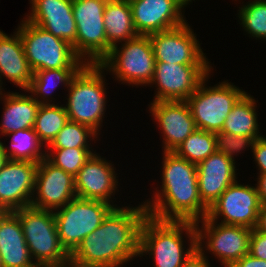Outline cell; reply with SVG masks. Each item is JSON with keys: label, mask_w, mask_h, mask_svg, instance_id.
Returning a JSON list of instances; mask_svg holds the SVG:
<instances>
[{"label": "cell", "mask_w": 266, "mask_h": 267, "mask_svg": "<svg viewBox=\"0 0 266 267\" xmlns=\"http://www.w3.org/2000/svg\"><path fill=\"white\" fill-rule=\"evenodd\" d=\"M38 163L9 160L0 169V212H13L31 204Z\"/></svg>", "instance_id": "9a60e30c"}, {"label": "cell", "mask_w": 266, "mask_h": 267, "mask_svg": "<svg viewBox=\"0 0 266 267\" xmlns=\"http://www.w3.org/2000/svg\"><path fill=\"white\" fill-rule=\"evenodd\" d=\"M147 215L144 203L134 208H113L70 257L98 267H121L139 256L140 229Z\"/></svg>", "instance_id": "6da1fadb"}, {"label": "cell", "mask_w": 266, "mask_h": 267, "mask_svg": "<svg viewBox=\"0 0 266 267\" xmlns=\"http://www.w3.org/2000/svg\"><path fill=\"white\" fill-rule=\"evenodd\" d=\"M68 115L63 105H40L33 129L45 147H48L68 121Z\"/></svg>", "instance_id": "f1b7e54d"}, {"label": "cell", "mask_w": 266, "mask_h": 267, "mask_svg": "<svg viewBox=\"0 0 266 267\" xmlns=\"http://www.w3.org/2000/svg\"><path fill=\"white\" fill-rule=\"evenodd\" d=\"M216 143H217V151L223 153L225 156L235 163L234 154L241 153L240 151L246 149V147L252 148L254 141L256 140L254 137L247 136H237L232 135L223 131L216 132Z\"/></svg>", "instance_id": "836d02e7"}, {"label": "cell", "mask_w": 266, "mask_h": 267, "mask_svg": "<svg viewBox=\"0 0 266 267\" xmlns=\"http://www.w3.org/2000/svg\"><path fill=\"white\" fill-rule=\"evenodd\" d=\"M105 33L108 42V54L114 46L138 36L132 17L129 1L112 0L106 3L104 10Z\"/></svg>", "instance_id": "d4e9b609"}, {"label": "cell", "mask_w": 266, "mask_h": 267, "mask_svg": "<svg viewBox=\"0 0 266 267\" xmlns=\"http://www.w3.org/2000/svg\"><path fill=\"white\" fill-rule=\"evenodd\" d=\"M98 1H103V2H109V1H112V0H98Z\"/></svg>", "instance_id": "ee69618b"}, {"label": "cell", "mask_w": 266, "mask_h": 267, "mask_svg": "<svg viewBox=\"0 0 266 267\" xmlns=\"http://www.w3.org/2000/svg\"><path fill=\"white\" fill-rule=\"evenodd\" d=\"M7 161H8V157L5 155L0 145V169L5 165Z\"/></svg>", "instance_id": "b9f144b4"}, {"label": "cell", "mask_w": 266, "mask_h": 267, "mask_svg": "<svg viewBox=\"0 0 266 267\" xmlns=\"http://www.w3.org/2000/svg\"><path fill=\"white\" fill-rule=\"evenodd\" d=\"M21 22L16 30L19 31L26 59L33 72L46 69L82 68L85 65L68 41L54 36L26 19Z\"/></svg>", "instance_id": "8992f818"}, {"label": "cell", "mask_w": 266, "mask_h": 267, "mask_svg": "<svg viewBox=\"0 0 266 267\" xmlns=\"http://www.w3.org/2000/svg\"><path fill=\"white\" fill-rule=\"evenodd\" d=\"M255 107L254 97L245 93L228 113L221 131L237 136L261 138L263 135L259 134Z\"/></svg>", "instance_id": "484cf974"}, {"label": "cell", "mask_w": 266, "mask_h": 267, "mask_svg": "<svg viewBox=\"0 0 266 267\" xmlns=\"http://www.w3.org/2000/svg\"><path fill=\"white\" fill-rule=\"evenodd\" d=\"M15 32L9 36L0 30V88L3 89L1 80L5 76L26 91L31 84L33 71L26 59L19 31Z\"/></svg>", "instance_id": "603a6c76"}, {"label": "cell", "mask_w": 266, "mask_h": 267, "mask_svg": "<svg viewBox=\"0 0 266 267\" xmlns=\"http://www.w3.org/2000/svg\"><path fill=\"white\" fill-rule=\"evenodd\" d=\"M256 185L261 204H266V174H259Z\"/></svg>", "instance_id": "f35d334b"}, {"label": "cell", "mask_w": 266, "mask_h": 267, "mask_svg": "<svg viewBox=\"0 0 266 267\" xmlns=\"http://www.w3.org/2000/svg\"><path fill=\"white\" fill-rule=\"evenodd\" d=\"M261 205L257 188L236 180L209 208L207 218L217 222L222 216L220 223L254 229Z\"/></svg>", "instance_id": "4fadbf2b"}, {"label": "cell", "mask_w": 266, "mask_h": 267, "mask_svg": "<svg viewBox=\"0 0 266 267\" xmlns=\"http://www.w3.org/2000/svg\"><path fill=\"white\" fill-rule=\"evenodd\" d=\"M216 151L215 133L196 129L173 152L177 156L197 165Z\"/></svg>", "instance_id": "f546056e"}, {"label": "cell", "mask_w": 266, "mask_h": 267, "mask_svg": "<svg viewBox=\"0 0 266 267\" xmlns=\"http://www.w3.org/2000/svg\"><path fill=\"white\" fill-rule=\"evenodd\" d=\"M247 3L239 7L240 25L251 37L264 40L266 39V0H254Z\"/></svg>", "instance_id": "1f68e13d"}, {"label": "cell", "mask_w": 266, "mask_h": 267, "mask_svg": "<svg viewBox=\"0 0 266 267\" xmlns=\"http://www.w3.org/2000/svg\"><path fill=\"white\" fill-rule=\"evenodd\" d=\"M91 150L92 148L52 149L46 152V159L55 167L75 177L85 162L94 154Z\"/></svg>", "instance_id": "d6a6232c"}, {"label": "cell", "mask_w": 266, "mask_h": 267, "mask_svg": "<svg viewBox=\"0 0 266 267\" xmlns=\"http://www.w3.org/2000/svg\"><path fill=\"white\" fill-rule=\"evenodd\" d=\"M190 241L185 250L183 233ZM197 249L195 222L159 220L149 215L140 229L139 256H153L154 267H182Z\"/></svg>", "instance_id": "3957f363"}, {"label": "cell", "mask_w": 266, "mask_h": 267, "mask_svg": "<svg viewBox=\"0 0 266 267\" xmlns=\"http://www.w3.org/2000/svg\"><path fill=\"white\" fill-rule=\"evenodd\" d=\"M34 192L30 206L54 211L76 197L75 177L45 158L37 166Z\"/></svg>", "instance_id": "2e32d148"}, {"label": "cell", "mask_w": 266, "mask_h": 267, "mask_svg": "<svg viewBox=\"0 0 266 267\" xmlns=\"http://www.w3.org/2000/svg\"><path fill=\"white\" fill-rule=\"evenodd\" d=\"M113 208L104 201L75 197L54 210L61 245L71 254L87 235L101 225Z\"/></svg>", "instance_id": "ba28073f"}, {"label": "cell", "mask_w": 266, "mask_h": 267, "mask_svg": "<svg viewBox=\"0 0 266 267\" xmlns=\"http://www.w3.org/2000/svg\"><path fill=\"white\" fill-rule=\"evenodd\" d=\"M59 267H98V266L83 264V263H80V262L74 260L72 257H69Z\"/></svg>", "instance_id": "60d3db41"}, {"label": "cell", "mask_w": 266, "mask_h": 267, "mask_svg": "<svg viewBox=\"0 0 266 267\" xmlns=\"http://www.w3.org/2000/svg\"><path fill=\"white\" fill-rule=\"evenodd\" d=\"M203 246H197V249L183 263L182 267H210Z\"/></svg>", "instance_id": "8d00e7d4"}, {"label": "cell", "mask_w": 266, "mask_h": 267, "mask_svg": "<svg viewBox=\"0 0 266 267\" xmlns=\"http://www.w3.org/2000/svg\"><path fill=\"white\" fill-rule=\"evenodd\" d=\"M208 78L209 74L186 102L197 129L216 133L222 130L228 113L246 92L228 81L219 82L214 87H205Z\"/></svg>", "instance_id": "9c48e42d"}, {"label": "cell", "mask_w": 266, "mask_h": 267, "mask_svg": "<svg viewBox=\"0 0 266 267\" xmlns=\"http://www.w3.org/2000/svg\"><path fill=\"white\" fill-rule=\"evenodd\" d=\"M249 254L253 257L266 260V233L252 229L250 236Z\"/></svg>", "instance_id": "e575fe53"}, {"label": "cell", "mask_w": 266, "mask_h": 267, "mask_svg": "<svg viewBox=\"0 0 266 267\" xmlns=\"http://www.w3.org/2000/svg\"><path fill=\"white\" fill-rule=\"evenodd\" d=\"M199 222L202 223L201 228ZM195 228L197 246L204 247L206 243L204 249L212 252L224 267H232L239 259L249 253L252 233L250 228L218 224V222L209 220L207 217L195 222Z\"/></svg>", "instance_id": "8fae6325"}, {"label": "cell", "mask_w": 266, "mask_h": 267, "mask_svg": "<svg viewBox=\"0 0 266 267\" xmlns=\"http://www.w3.org/2000/svg\"><path fill=\"white\" fill-rule=\"evenodd\" d=\"M111 48L99 63L118 81L129 85H150L154 77L155 57L149 35H138Z\"/></svg>", "instance_id": "52a82bcc"}, {"label": "cell", "mask_w": 266, "mask_h": 267, "mask_svg": "<svg viewBox=\"0 0 266 267\" xmlns=\"http://www.w3.org/2000/svg\"><path fill=\"white\" fill-rule=\"evenodd\" d=\"M13 212L19 217L30 255L38 267H59L70 257L61 245L52 210L28 206Z\"/></svg>", "instance_id": "5b68a950"}, {"label": "cell", "mask_w": 266, "mask_h": 267, "mask_svg": "<svg viewBox=\"0 0 266 267\" xmlns=\"http://www.w3.org/2000/svg\"><path fill=\"white\" fill-rule=\"evenodd\" d=\"M0 267H3L1 255H0Z\"/></svg>", "instance_id": "7bdbcfd3"}, {"label": "cell", "mask_w": 266, "mask_h": 267, "mask_svg": "<svg viewBox=\"0 0 266 267\" xmlns=\"http://www.w3.org/2000/svg\"><path fill=\"white\" fill-rule=\"evenodd\" d=\"M116 175L112 163L94 151L75 176L76 197L104 201L116 208L110 203L118 188Z\"/></svg>", "instance_id": "d6986e66"}, {"label": "cell", "mask_w": 266, "mask_h": 267, "mask_svg": "<svg viewBox=\"0 0 266 267\" xmlns=\"http://www.w3.org/2000/svg\"><path fill=\"white\" fill-rule=\"evenodd\" d=\"M0 255L3 267H38L14 212H0Z\"/></svg>", "instance_id": "7402d4cb"}, {"label": "cell", "mask_w": 266, "mask_h": 267, "mask_svg": "<svg viewBox=\"0 0 266 267\" xmlns=\"http://www.w3.org/2000/svg\"><path fill=\"white\" fill-rule=\"evenodd\" d=\"M195 35L187 22L167 31L150 34L155 62L209 64Z\"/></svg>", "instance_id": "5bb4252c"}, {"label": "cell", "mask_w": 266, "mask_h": 267, "mask_svg": "<svg viewBox=\"0 0 266 267\" xmlns=\"http://www.w3.org/2000/svg\"><path fill=\"white\" fill-rule=\"evenodd\" d=\"M133 24L138 35L167 31L187 22L182 9L186 0H130Z\"/></svg>", "instance_id": "e0dca14e"}, {"label": "cell", "mask_w": 266, "mask_h": 267, "mask_svg": "<svg viewBox=\"0 0 266 267\" xmlns=\"http://www.w3.org/2000/svg\"><path fill=\"white\" fill-rule=\"evenodd\" d=\"M11 138L10 149L0 140L3 152L9 160L39 163L46 158L44 145L40 142L33 128L22 129L5 135Z\"/></svg>", "instance_id": "83f0119b"}, {"label": "cell", "mask_w": 266, "mask_h": 267, "mask_svg": "<svg viewBox=\"0 0 266 267\" xmlns=\"http://www.w3.org/2000/svg\"><path fill=\"white\" fill-rule=\"evenodd\" d=\"M209 64H176L155 62L150 85H157L156 101H186L201 81L211 73Z\"/></svg>", "instance_id": "7c38bea8"}, {"label": "cell", "mask_w": 266, "mask_h": 267, "mask_svg": "<svg viewBox=\"0 0 266 267\" xmlns=\"http://www.w3.org/2000/svg\"><path fill=\"white\" fill-rule=\"evenodd\" d=\"M162 189L144 202L148 215L159 220L197 222L209 208L199 195L197 166L174 152L163 151Z\"/></svg>", "instance_id": "7a4b0ae2"}, {"label": "cell", "mask_w": 266, "mask_h": 267, "mask_svg": "<svg viewBox=\"0 0 266 267\" xmlns=\"http://www.w3.org/2000/svg\"><path fill=\"white\" fill-rule=\"evenodd\" d=\"M72 1L30 0L31 12L25 19L72 45L77 35Z\"/></svg>", "instance_id": "ffe728a7"}, {"label": "cell", "mask_w": 266, "mask_h": 267, "mask_svg": "<svg viewBox=\"0 0 266 267\" xmlns=\"http://www.w3.org/2000/svg\"><path fill=\"white\" fill-rule=\"evenodd\" d=\"M97 137L90 127L68 120L47 149L91 148L88 140Z\"/></svg>", "instance_id": "4dcf8cb0"}, {"label": "cell", "mask_w": 266, "mask_h": 267, "mask_svg": "<svg viewBox=\"0 0 266 267\" xmlns=\"http://www.w3.org/2000/svg\"><path fill=\"white\" fill-rule=\"evenodd\" d=\"M2 93L1 91L0 100L3 98L4 111L0 133L5 136L18 130L33 128L40 104L32 94Z\"/></svg>", "instance_id": "cb8c5ba5"}, {"label": "cell", "mask_w": 266, "mask_h": 267, "mask_svg": "<svg viewBox=\"0 0 266 267\" xmlns=\"http://www.w3.org/2000/svg\"><path fill=\"white\" fill-rule=\"evenodd\" d=\"M235 165L219 151L196 165L199 195L208 208L236 181Z\"/></svg>", "instance_id": "44dd1931"}, {"label": "cell", "mask_w": 266, "mask_h": 267, "mask_svg": "<svg viewBox=\"0 0 266 267\" xmlns=\"http://www.w3.org/2000/svg\"><path fill=\"white\" fill-rule=\"evenodd\" d=\"M105 5L106 2L98 0L72 1L77 26L76 41L72 47L85 64H99L108 55L104 25Z\"/></svg>", "instance_id": "30bf717a"}, {"label": "cell", "mask_w": 266, "mask_h": 267, "mask_svg": "<svg viewBox=\"0 0 266 267\" xmlns=\"http://www.w3.org/2000/svg\"><path fill=\"white\" fill-rule=\"evenodd\" d=\"M257 231L266 233V204H262L258 213V220L255 226Z\"/></svg>", "instance_id": "ab89813d"}, {"label": "cell", "mask_w": 266, "mask_h": 267, "mask_svg": "<svg viewBox=\"0 0 266 267\" xmlns=\"http://www.w3.org/2000/svg\"><path fill=\"white\" fill-rule=\"evenodd\" d=\"M103 72L99 64H85L72 78L64 106L69 121L86 125L99 135L107 101Z\"/></svg>", "instance_id": "277c9868"}, {"label": "cell", "mask_w": 266, "mask_h": 267, "mask_svg": "<svg viewBox=\"0 0 266 267\" xmlns=\"http://www.w3.org/2000/svg\"><path fill=\"white\" fill-rule=\"evenodd\" d=\"M149 106L164 136V152H173L197 129L186 101H156Z\"/></svg>", "instance_id": "ac0fdd59"}, {"label": "cell", "mask_w": 266, "mask_h": 267, "mask_svg": "<svg viewBox=\"0 0 266 267\" xmlns=\"http://www.w3.org/2000/svg\"><path fill=\"white\" fill-rule=\"evenodd\" d=\"M232 267H266V260L255 258L248 253L239 259Z\"/></svg>", "instance_id": "74e56055"}, {"label": "cell", "mask_w": 266, "mask_h": 267, "mask_svg": "<svg viewBox=\"0 0 266 267\" xmlns=\"http://www.w3.org/2000/svg\"><path fill=\"white\" fill-rule=\"evenodd\" d=\"M80 69L81 68H59L35 71L33 72L31 84L26 92L30 91L29 93L33 94V98L37 100L40 105L51 104L50 102H52L53 99L51 95L52 92L55 91L54 88H57L60 84L62 85V83L64 87L66 86V88H68L72 78Z\"/></svg>", "instance_id": "4316f807"}, {"label": "cell", "mask_w": 266, "mask_h": 267, "mask_svg": "<svg viewBox=\"0 0 266 267\" xmlns=\"http://www.w3.org/2000/svg\"><path fill=\"white\" fill-rule=\"evenodd\" d=\"M250 149L253 152L254 161L259 168L258 170H260L258 174H266V137L262 136L256 139Z\"/></svg>", "instance_id": "d590c367"}]
</instances>
